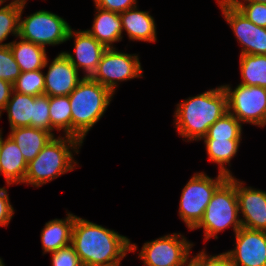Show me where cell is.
<instances>
[{
  "mask_svg": "<svg viewBox=\"0 0 266 266\" xmlns=\"http://www.w3.org/2000/svg\"><path fill=\"white\" fill-rule=\"evenodd\" d=\"M71 245L82 265L121 266L129 252H137L136 243L102 225L75 217Z\"/></svg>",
  "mask_w": 266,
  "mask_h": 266,
  "instance_id": "obj_1",
  "label": "cell"
},
{
  "mask_svg": "<svg viewBox=\"0 0 266 266\" xmlns=\"http://www.w3.org/2000/svg\"><path fill=\"white\" fill-rule=\"evenodd\" d=\"M226 112L227 94L221 85L178 103L174 125L184 141H200L207 135L209 127Z\"/></svg>",
  "mask_w": 266,
  "mask_h": 266,
  "instance_id": "obj_2",
  "label": "cell"
},
{
  "mask_svg": "<svg viewBox=\"0 0 266 266\" xmlns=\"http://www.w3.org/2000/svg\"><path fill=\"white\" fill-rule=\"evenodd\" d=\"M82 142L71 136H54L40 153L28 163L24 178L26 185H42L76 169L73 153L79 154Z\"/></svg>",
  "mask_w": 266,
  "mask_h": 266,
  "instance_id": "obj_3",
  "label": "cell"
},
{
  "mask_svg": "<svg viewBox=\"0 0 266 266\" xmlns=\"http://www.w3.org/2000/svg\"><path fill=\"white\" fill-rule=\"evenodd\" d=\"M68 96L71 105L72 137L83 143L90 129L105 114L114 93L90 77H83Z\"/></svg>",
  "mask_w": 266,
  "mask_h": 266,
  "instance_id": "obj_4",
  "label": "cell"
},
{
  "mask_svg": "<svg viewBox=\"0 0 266 266\" xmlns=\"http://www.w3.org/2000/svg\"><path fill=\"white\" fill-rule=\"evenodd\" d=\"M233 228L234 234L242 227L236 195V177H228L213 193L200 222L192 229L204 230V240L218 239V233Z\"/></svg>",
  "mask_w": 266,
  "mask_h": 266,
  "instance_id": "obj_5",
  "label": "cell"
},
{
  "mask_svg": "<svg viewBox=\"0 0 266 266\" xmlns=\"http://www.w3.org/2000/svg\"><path fill=\"white\" fill-rule=\"evenodd\" d=\"M227 178L220 172L215 178L196 172L186 183L181 192L178 214L189 230L200 222L213 193Z\"/></svg>",
  "mask_w": 266,
  "mask_h": 266,
  "instance_id": "obj_6",
  "label": "cell"
},
{
  "mask_svg": "<svg viewBox=\"0 0 266 266\" xmlns=\"http://www.w3.org/2000/svg\"><path fill=\"white\" fill-rule=\"evenodd\" d=\"M24 8L21 7L18 37L45 48L46 45L56 46L67 41L71 26L63 17L39 10L22 19Z\"/></svg>",
  "mask_w": 266,
  "mask_h": 266,
  "instance_id": "obj_7",
  "label": "cell"
},
{
  "mask_svg": "<svg viewBox=\"0 0 266 266\" xmlns=\"http://www.w3.org/2000/svg\"><path fill=\"white\" fill-rule=\"evenodd\" d=\"M227 94L228 112L242 124L266 126V88L238 84L234 89L222 85Z\"/></svg>",
  "mask_w": 266,
  "mask_h": 266,
  "instance_id": "obj_8",
  "label": "cell"
},
{
  "mask_svg": "<svg viewBox=\"0 0 266 266\" xmlns=\"http://www.w3.org/2000/svg\"><path fill=\"white\" fill-rule=\"evenodd\" d=\"M193 243L180 233L167 234L145 242L138 253L144 266H185L190 260Z\"/></svg>",
  "mask_w": 266,
  "mask_h": 266,
  "instance_id": "obj_9",
  "label": "cell"
},
{
  "mask_svg": "<svg viewBox=\"0 0 266 266\" xmlns=\"http://www.w3.org/2000/svg\"><path fill=\"white\" fill-rule=\"evenodd\" d=\"M141 77L143 70L138 54L117 51L114 47L104 51L96 71L90 78L115 94L119 82Z\"/></svg>",
  "mask_w": 266,
  "mask_h": 266,
  "instance_id": "obj_10",
  "label": "cell"
},
{
  "mask_svg": "<svg viewBox=\"0 0 266 266\" xmlns=\"http://www.w3.org/2000/svg\"><path fill=\"white\" fill-rule=\"evenodd\" d=\"M217 3L242 47L240 55H266V28L253 24L227 0H217Z\"/></svg>",
  "mask_w": 266,
  "mask_h": 266,
  "instance_id": "obj_11",
  "label": "cell"
},
{
  "mask_svg": "<svg viewBox=\"0 0 266 266\" xmlns=\"http://www.w3.org/2000/svg\"><path fill=\"white\" fill-rule=\"evenodd\" d=\"M235 247L225 251L232 266H266V232L241 227L235 233Z\"/></svg>",
  "mask_w": 266,
  "mask_h": 266,
  "instance_id": "obj_12",
  "label": "cell"
},
{
  "mask_svg": "<svg viewBox=\"0 0 266 266\" xmlns=\"http://www.w3.org/2000/svg\"><path fill=\"white\" fill-rule=\"evenodd\" d=\"M236 179V195L242 227L266 232V191L244 186Z\"/></svg>",
  "mask_w": 266,
  "mask_h": 266,
  "instance_id": "obj_13",
  "label": "cell"
},
{
  "mask_svg": "<svg viewBox=\"0 0 266 266\" xmlns=\"http://www.w3.org/2000/svg\"><path fill=\"white\" fill-rule=\"evenodd\" d=\"M74 38V54L62 51L78 71L83 70V77H91L96 71L104 51L107 49L87 30L70 28L67 41Z\"/></svg>",
  "mask_w": 266,
  "mask_h": 266,
  "instance_id": "obj_14",
  "label": "cell"
},
{
  "mask_svg": "<svg viewBox=\"0 0 266 266\" xmlns=\"http://www.w3.org/2000/svg\"><path fill=\"white\" fill-rule=\"evenodd\" d=\"M47 58L45 67H48L44 74V94L48 96L69 95L83 79L79 71L69 61L63 52H60L49 64Z\"/></svg>",
  "mask_w": 266,
  "mask_h": 266,
  "instance_id": "obj_15",
  "label": "cell"
},
{
  "mask_svg": "<svg viewBox=\"0 0 266 266\" xmlns=\"http://www.w3.org/2000/svg\"><path fill=\"white\" fill-rule=\"evenodd\" d=\"M0 130L1 174L4 176L7 186L24 184L28 163L14 140L9 136L4 139L2 137V129Z\"/></svg>",
  "mask_w": 266,
  "mask_h": 266,
  "instance_id": "obj_16",
  "label": "cell"
},
{
  "mask_svg": "<svg viewBox=\"0 0 266 266\" xmlns=\"http://www.w3.org/2000/svg\"><path fill=\"white\" fill-rule=\"evenodd\" d=\"M122 29L129 41L156 42V23L149 11H141L137 6L120 13Z\"/></svg>",
  "mask_w": 266,
  "mask_h": 266,
  "instance_id": "obj_17",
  "label": "cell"
},
{
  "mask_svg": "<svg viewBox=\"0 0 266 266\" xmlns=\"http://www.w3.org/2000/svg\"><path fill=\"white\" fill-rule=\"evenodd\" d=\"M96 13L92 28L86 29L99 43L106 48H114V43L122 41L123 29L120 13L95 6Z\"/></svg>",
  "mask_w": 266,
  "mask_h": 266,
  "instance_id": "obj_18",
  "label": "cell"
},
{
  "mask_svg": "<svg viewBox=\"0 0 266 266\" xmlns=\"http://www.w3.org/2000/svg\"><path fill=\"white\" fill-rule=\"evenodd\" d=\"M76 215L68 212L64 219H53L41 230L43 254L52 253L71 244L72 229Z\"/></svg>",
  "mask_w": 266,
  "mask_h": 266,
  "instance_id": "obj_19",
  "label": "cell"
},
{
  "mask_svg": "<svg viewBox=\"0 0 266 266\" xmlns=\"http://www.w3.org/2000/svg\"><path fill=\"white\" fill-rule=\"evenodd\" d=\"M8 136L18 145L27 163L54 137L46 130L30 126L10 129Z\"/></svg>",
  "mask_w": 266,
  "mask_h": 266,
  "instance_id": "obj_20",
  "label": "cell"
},
{
  "mask_svg": "<svg viewBox=\"0 0 266 266\" xmlns=\"http://www.w3.org/2000/svg\"><path fill=\"white\" fill-rule=\"evenodd\" d=\"M17 38L20 40L10 42L9 47L21 72L44 69L48 58L46 48L21 37Z\"/></svg>",
  "mask_w": 266,
  "mask_h": 266,
  "instance_id": "obj_21",
  "label": "cell"
},
{
  "mask_svg": "<svg viewBox=\"0 0 266 266\" xmlns=\"http://www.w3.org/2000/svg\"><path fill=\"white\" fill-rule=\"evenodd\" d=\"M206 153L212 163L217 164L219 172L228 177L233 176L226 167L231 166V160L236 156L242 139H203Z\"/></svg>",
  "mask_w": 266,
  "mask_h": 266,
  "instance_id": "obj_22",
  "label": "cell"
},
{
  "mask_svg": "<svg viewBox=\"0 0 266 266\" xmlns=\"http://www.w3.org/2000/svg\"><path fill=\"white\" fill-rule=\"evenodd\" d=\"M36 96L20 94L12 91L4 111L7 112L10 129L31 127L33 117V100Z\"/></svg>",
  "mask_w": 266,
  "mask_h": 266,
  "instance_id": "obj_23",
  "label": "cell"
},
{
  "mask_svg": "<svg viewBox=\"0 0 266 266\" xmlns=\"http://www.w3.org/2000/svg\"><path fill=\"white\" fill-rule=\"evenodd\" d=\"M50 133L54 130L72 137V117L69 96H49Z\"/></svg>",
  "mask_w": 266,
  "mask_h": 266,
  "instance_id": "obj_24",
  "label": "cell"
},
{
  "mask_svg": "<svg viewBox=\"0 0 266 266\" xmlns=\"http://www.w3.org/2000/svg\"><path fill=\"white\" fill-rule=\"evenodd\" d=\"M239 62L240 84L266 88V55L242 54Z\"/></svg>",
  "mask_w": 266,
  "mask_h": 266,
  "instance_id": "obj_25",
  "label": "cell"
},
{
  "mask_svg": "<svg viewBox=\"0 0 266 266\" xmlns=\"http://www.w3.org/2000/svg\"><path fill=\"white\" fill-rule=\"evenodd\" d=\"M242 125L234 115L226 112L209 127L203 139H242Z\"/></svg>",
  "mask_w": 266,
  "mask_h": 266,
  "instance_id": "obj_26",
  "label": "cell"
},
{
  "mask_svg": "<svg viewBox=\"0 0 266 266\" xmlns=\"http://www.w3.org/2000/svg\"><path fill=\"white\" fill-rule=\"evenodd\" d=\"M44 87V73L42 69H39L21 72L13 84V91L30 96H40L44 95Z\"/></svg>",
  "mask_w": 266,
  "mask_h": 266,
  "instance_id": "obj_27",
  "label": "cell"
},
{
  "mask_svg": "<svg viewBox=\"0 0 266 266\" xmlns=\"http://www.w3.org/2000/svg\"><path fill=\"white\" fill-rule=\"evenodd\" d=\"M20 12L21 7L12 4H7L0 9V47L10 44V42L3 43L10 34L18 37Z\"/></svg>",
  "mask_w": 266,
  "mask_h": 266,
  "instance_id": "obj_28",
  "label": "cell"
},
{
  "mask_svg": "<svg viewBox=\"0 0 266 266\" xmlns=\"http://www.w3.org/2000/svg\"><path fill=\"white\" fill-rule=\"evenodd\" d=\"M253 24L266 28V4L251 1H228Z\"/></svg>",
  "mask_w": 266,
  "mask_h": 266,
  "instance_id": "obj_29",
  "label": "cell"
},
{
  "mask_svg": "<svg viewBox=\"0 0 266 266\" xmlns=\"http://www.w3.org/2000/svg\"><path fill=\"white\" fill-rule=\"evenodd\" d=\"M20 74V67L14 60L9 45L0 47V79L13 85Z\"/></svg>",
  "mask_w": 266,
  "mask_h": 266,
  "instance_id": "obj_30",
  "label": "cell"
},
{
  "mask_svg": "<svg viewBox=\"0 0 266 266\" xmlns=\"http://www.w3.org/2000/svg\"><path fill=\"white\" fill-rule=\"evenodd\" d=\"M31 127L40 128L50 132L49 96H36L33 100V117Z\"/></svg>",
  "mask_w": 266,
  "mask_h": 266,
  "instance_id": "obj_31",
  "label": "cell"
},
{
  "mask_svg": "<svg viewBox=\"0 0 266 266\" xmlns=\"http://www.w3.org/2000/svg\"><path fill=\"white\" fill-rule=\"evenodd\" d=\"M189 262L193 266H232L225 252L216 255H208L205 249H202L194 256H190Z\"/></svg>",
  "mask_w": 266,
  "mask_h": 266,
  "instance_id": "obj_32",
  "label": "cell"
},
{
  "mask_svg": "<svg viewBox=\"0 0 266 266\" xmlns=\"http://www.w3.org/2000/svg\"><path fill=\"white\" fill-rule=\"evenodd\" d=\"M50 254L52 266H83L71 244Z\"/></svg>",
  "mask_w": 266,
  "mask_h": 266,
  "instance_id": "obj_33",
  "label": "cell"
},
{
  "mask_svg": "<svg viewBox=\"0 0 266 266\" xmlns=\"http://www.w3.org/2000/svg\"><path fill=\"white\" fill-rule=\"evenodd\" d=\"M14 208L10 203V198L6 187H0V226L8 227L13 215Z\"/></svg>",
  "mask_w": 266,
  "mask_h": 266,
  "instance_id": "obj_34",
  "label": "cell"
},
{
  "mask_svg": "<svg viewBox=\"0 0 266 266\" xmlns=\"http://www.w3.org/2000/svg\"><path fill=\"white\" fill-rule=\"evenodd\" d=\"M94 5L105 10L122 13L137 6V0H94Z\"/></svg>",
  "mask_w": 266,
  "mask_h": 266,
  "instance_id": "obj_35",
  "label": "cell"
},
{
  "mask_svg": "<svg viewBox=\"0 0 266 266\" xmlns=\"http://www.w3.org/2000/svg\"><path fill=\"white\" fill-rule=\"evenodd\" d=\"M13 91V85L0 79V118Z\"/></svg>",
  "mask_w": 266,
  "mask_h": 266,
  "instance_id": "obj_36",
  "label": "cell"
},
{
  "mask_svg": "<svg viewBox=\"0 0 266 266\" xmlns=\"http://www.w3.org/2000/svg\"><path fill=\"white\" fill-rule=\"evenodd\" d=\"M3 2H6L7 0H2ZM27 0H12L11 2H9V4L12 5H17L20 7L26 6L27 4Z\"/></svg>",
  "mask_w": 266,
  "mask_h": 266,
  "instance_id": "obj_37",
  "label": "cell"
},
{
  "mask_svg": "<svg viewBox=\"0 0 266 266\" xmlns=\"http://www.w3.org/2000/svg\"><path fill=\"white\" fill-rule=\"evenodd\" d=\"M227 1H251L266 4V0H227Z\"/></svg>",
  "mask_w": 266,
  "mask_h": 266,
  "instance_id": "obj_38",
  "label": "cell"
},
{
  "mask_svg": "<svg viewBox=\"0 0 266 266\" xmlns=\"http://www.w3.org/2000/svg\"><path fill=\"white\" fill-rule=\"evenodd\" d=\"M0 266H5V264H4V262H3L1 257H0Z\"/></svg>",
  "mask_w": 266,
  "mask_h": 266,
  "instance_id": "obj_39",
  "label": "cell"
},
{
  "mask_svg": "<svg viewBox=\"0 0 266 266\" xmlns=\"http://www.w3.org/2000/svg\"><path fill=\"white\" fill-rule=\"evenodd\" d=\"M5 2H3L2 0H0V9L4 6H2Z\"/></svg>",
  "mask_w": 266,
  "mask_h": 266,
  "instance_id": "obj_40",
  "label": "cell"
},
{
  "mask_svg": "<svg viewBox=\"0 0 266 266\" xmlns=\"http://www.w3.org/2000/svg\"><path fill=\"white\" fill-rule=\"evenodd\" d=\"M83 266H108V265H83Z\"/></svg>",
  "mask_w": 266,
  "mask_h": 266,
  "instance_id": "obj_41",
  "label": "cell"
},
{
  "mask_svg": "<svg viewBox=\"0 0 266 266\" xmlns=\"http://www.w3.org/2000/svg\"><path fill=\"white\" fill-rule=\"evenodd\" d=\"M185 266H193L190 262H188Z\"/></svg>",
  "mask_w": 266,
  "mask_h": 266,
  "instance_id": "obj_42",
  "label": "cell"
}]
</instances>
